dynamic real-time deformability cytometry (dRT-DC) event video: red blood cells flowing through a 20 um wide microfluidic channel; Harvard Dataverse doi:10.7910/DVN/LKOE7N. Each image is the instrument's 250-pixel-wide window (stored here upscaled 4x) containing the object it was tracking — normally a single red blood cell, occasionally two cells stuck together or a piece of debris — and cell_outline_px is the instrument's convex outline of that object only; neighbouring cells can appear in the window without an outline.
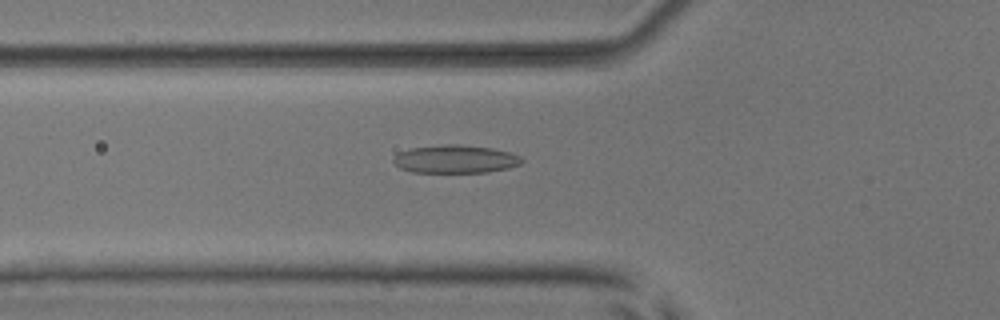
{"species": "common noctule bat (a hibernating species)", "species_latin": "Nyctalus noctula", "temperature_condition": "room temperature", "stored_images_in_passage": 51, "camera_frame_rate_fps": 3000, "um_per_image_px": 0.085, "animal": {"sex": "male", "body_mass_g": 17.9, "forearm_length_mm": 54.2}, "frame": {"image": 1, "passage_image": 19, "time_ms": 6.0, "image_size_px": [1000, 320], "cell_outline_px": [[524, 160], [520, 164], [508, 168], [488, 172], [412, 172], [400, 168], [392, 160], [400, 152], [412, 148], [444, 144], [456, 144], [492, 148], [508, 152], [520, 156]], "centroid_in_image_um": [38.72, 13.52], "position_along_channel_um": 87.1, "area_um2": 20.81}}
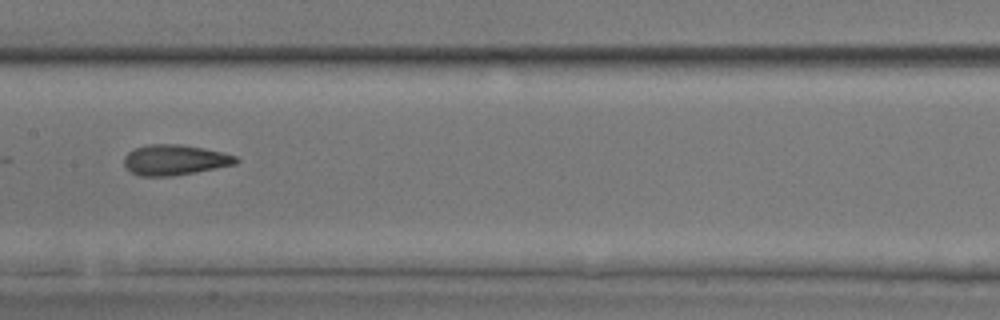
{"frame": {"image": 2, "passage_image": 27, "time_ms": 8.667, "image_size_px": [1000, 320], "cell_outline_px": [[240, 160], [236, 164], [196, 172], [168, 176], [140, 176], [132, 172], [124, 164], [124, 156], [128, 152], [136, 148], [148, 144], [180, 144], [204, 148], [236, 156]], "centroid_in_image_um": [14.86, 13.59], "position_along_channel_um": 192.5, "area_um2": 19.71}}
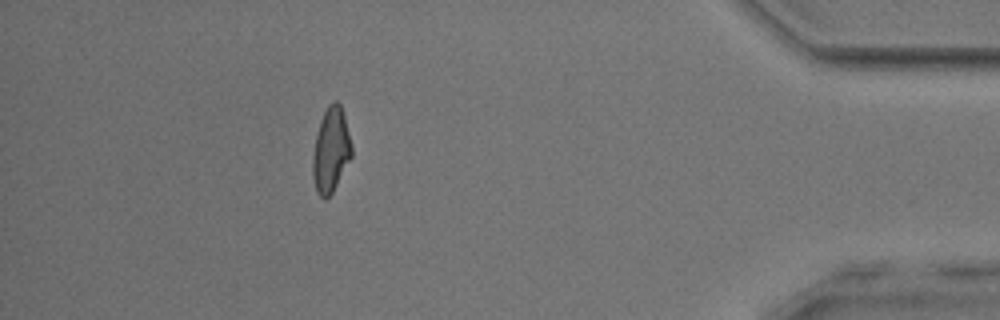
{"frame": {"image": 3, "passage_image": 47, "time_ms": 15.333, "image_size_px": [1000, 320], "cell_outline_px": [[352, 156], [332, 192], [324, 200], [316, 192], [312, 176], [312, 160], [316, 132], [320, 120], [328, 104], [336, 100], [340, 104], [344, 116], [352, 144]], "centroid_in_image_um": [28.11, 12.75], "position_along_channel_um": 407.1, "area_um2": 19.25}, "authors_computed_cell_mechanics": {"area_um2": 19.7098, "velocity_mm_per_s": 3.9461, "shape_relaxation_time_tau1_ms": 4.296, "shape_relaxation_time_tau2_ms": 2.1479, "deformation_change_tau1": 0.1603, "deformation_change_tau2": 0.0989}}